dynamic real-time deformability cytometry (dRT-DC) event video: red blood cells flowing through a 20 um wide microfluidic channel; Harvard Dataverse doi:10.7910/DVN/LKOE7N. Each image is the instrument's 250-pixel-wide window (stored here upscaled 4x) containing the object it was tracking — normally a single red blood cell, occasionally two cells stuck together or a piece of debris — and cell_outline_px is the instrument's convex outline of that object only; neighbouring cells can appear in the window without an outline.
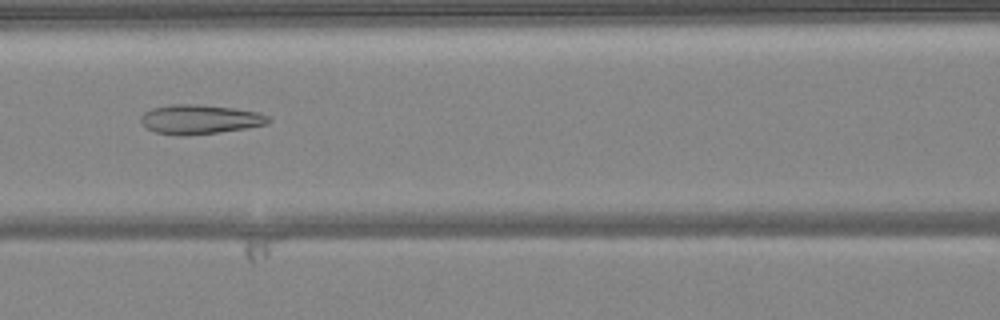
{"species": "common noctule bat (a hibernating species)", "species_latin": "Nyctalus noctula", "temperature_condition": "warm", "stored_images_in_passage": 47, "camera_frame_rate_fps": 3000, "um_per_image_px": 0.085, "animal": {"sex": "female", "body_mass_g": 24.6, "forearm_length_mm": 56.2}, "frame": {"image": 1, "passage_image": 22, "time_ms": 7.0, "image_size_px": [1000, 320], "cell_outline_px": [[272, 120], [264, 124], [244, 128], [220, 132], [180, 136], [156, 132], [148, 128], [140, 120], [140, 116], [144, 112], [152, 108], [172, 104], [200, 104], [232, 108], [256, 112], [268, 116]], "centroid_in_image_um": [16.95, 10.14], "position_along_channel_um": 149.7, "area_um2": 21.56}}
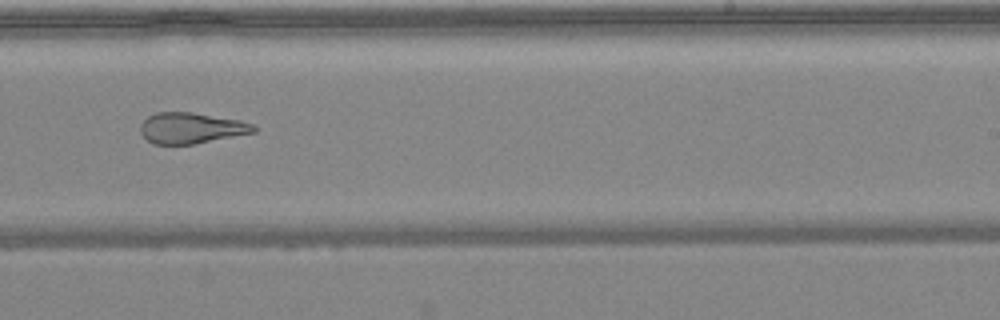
{"frame": {"image": 2, "passage_image": 31, "time_ms": 10.0, "image_size_px": [1000, 320], "cell_outline_px": [[256, 132], [196, 144], [152, 144], [140, 132], [140, 124], [148, 116], [156, 112], [192, 112], [240, 120], [252, 124], [256, 128]], "centroid_in_image_um": [16.25, 10.89], "position_along_channel_um": 272.8, "area_um2": 20.46}}
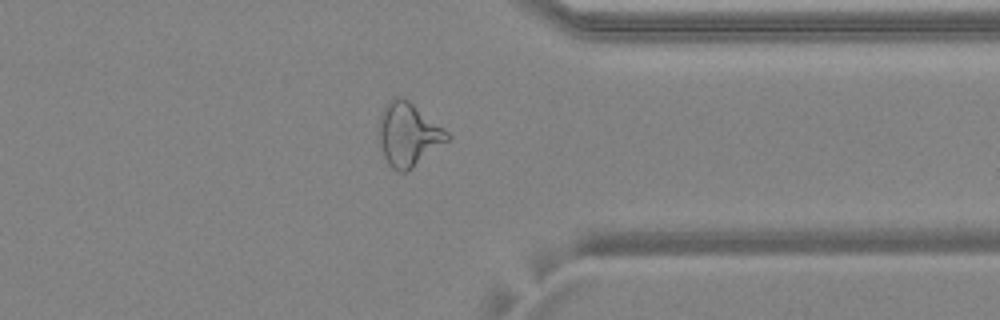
{"frame": {"image": 3, "passage_image": 39, "time_ms": 12.667, "image_size_px": [1000, 320], "cell_outline_px": [[452, 136], [448, 140], [412, 168], [404, 172], [400, 172], [392, 168], [388, 164], [384, 156], [380, 144], [380, 112], [388, 100], [392, 96], [396, 96], [408, 100], [444, 128]], "centroid_in_image_um": [34.7, 11.41], "position_along_channel_um": 376.7, "area_um2": 24.91}, "authors_computed_cell_mechanics": {"area_um2": 25.2586, "velocity_mm_per_s": 4.1174, "shape_relaxation_time_tau1_ms": null, "shape_relaxation_time_tau2_ms": 2.8392, "deformation_change_tau1": null, "deformation_change_tau2": 0.1296}}